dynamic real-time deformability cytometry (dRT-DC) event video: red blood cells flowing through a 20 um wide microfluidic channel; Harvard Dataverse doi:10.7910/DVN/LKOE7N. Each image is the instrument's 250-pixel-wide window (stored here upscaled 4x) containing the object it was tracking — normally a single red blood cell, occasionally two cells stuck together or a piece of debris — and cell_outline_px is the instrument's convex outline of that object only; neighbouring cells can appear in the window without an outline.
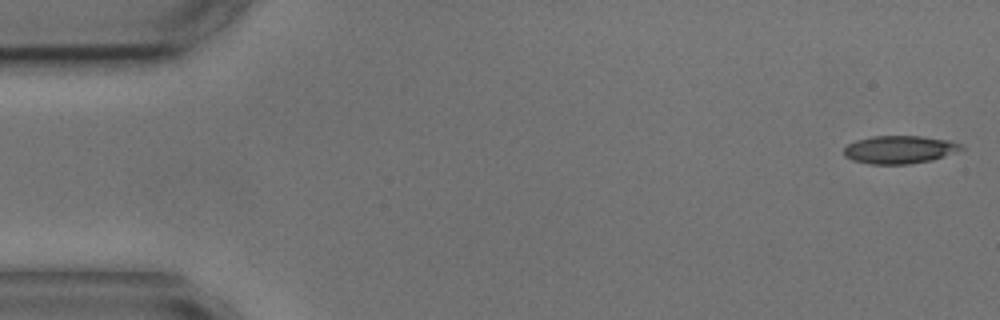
{"species": "common noctule bat (a hibernating species)", "species_latin": "Nyctalus noctula", "temperature_condition": "cold", "stored_images_in_passage": 4, "camera_frame_rate_fps": 3000, "um_per_image_px": 0.085, "animal": {"sex": "male", "body_mass_g": 17.9, "forearm_length_mm": 54.2}, "frame": {"image": 1, "passage_image": 1, "time_ms": 0.0, "image_size_px": [1000, 320], "cell_outline_px": [[964, 148], [944, 156], [932, 160], [908, 164], [868, 164], [852, 160], [844, 156], [844, 148], [848, 144], [856, 140], [872, 136], [920, 136], [948, 140], [964, 144]], "centroid_in_image_um": [76.44, 12.71], "position_along_channel_um": 8.6, "area_um2": 19.13}}
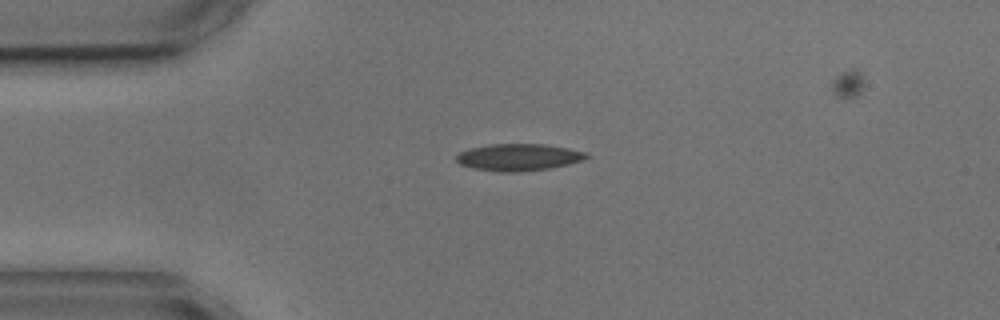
{"frame": {"image": 2, "passage_image": 4, "time_ms": 3.667, "image_size_px": [1000, 320], "cell_outline_px": [[592, 156], [568, 164], [548, 168], [512, 172], [500, 172], [472, 168], [460, 164], [456, 160], [456, 156], [460, 152], [472, 148], [488, 144], [544, 144], [568, 148], [588, 152]], "centroid_in_image_um": [44.09, 13.35], "position_along_channel_um": 40.9, "area_um2": 20.29}}